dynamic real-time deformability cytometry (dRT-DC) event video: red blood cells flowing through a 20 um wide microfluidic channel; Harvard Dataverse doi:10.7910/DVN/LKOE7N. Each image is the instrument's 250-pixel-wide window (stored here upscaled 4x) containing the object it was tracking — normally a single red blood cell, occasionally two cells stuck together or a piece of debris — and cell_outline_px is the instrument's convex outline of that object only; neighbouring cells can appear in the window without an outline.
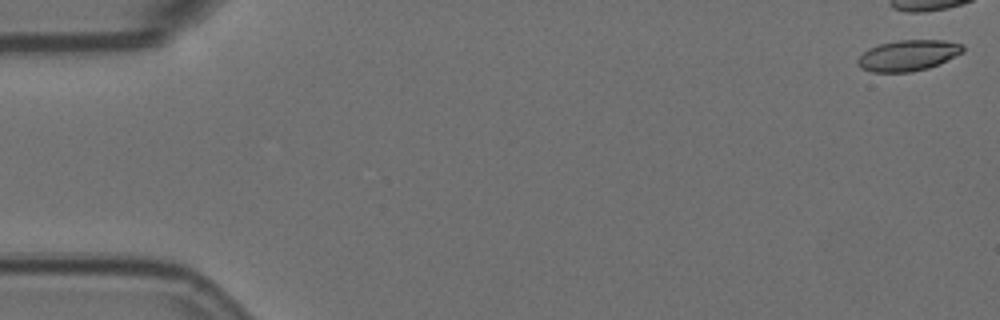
{"species": "Egyptian fruit bat (a non-hibernating species)", "species_latin": "Rousettus aegyptiacus", "temperature_condition": "room temperature", "stored_images_in_passage": 9, "camera_frame_rate_fps": 3000, "um_per_image_px": 0.085, "animal": {"sex": "female"}, "frame": {"image": 1, "passage_image": 1, "time_ms": 0.0, "image_size_px": [1000, 320], "cell_outline_px": [[964, 52], [940, 64], [928, 68], [912, 72], [872, 72], [860, 68], [856, 64], [856, 60], [868, 48], [880, 44], [896, 40], [944, 40], [964, 44]], "centroid_in_image_um": [77.2, 4.71], "position_along_channel_um": 7.8, "area_um2": 19.19}}
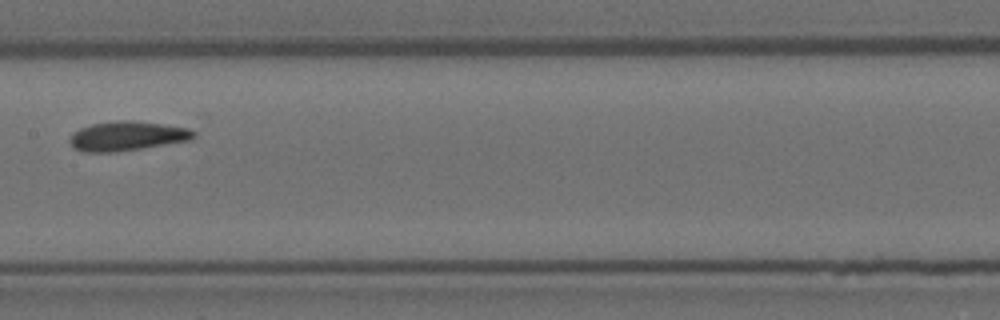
{"frame": {"image": 2, "passage_image": 9, "time_ms": 2.667, "image_size_px": [1000, 320], "cell_outline_px": [[196, 136], [192, 140], [140, 148], [112, 152], [84, 152], [76, 148], [68, 140], [72, 132], [80, 128], [92, 124], [116, 120], [132, 120], [188, 128], [196, 132]], "centroid_in_image_um": [10.8, 11.55], "position_along_channel_um": 196.6, "area_um2": 21.1}}